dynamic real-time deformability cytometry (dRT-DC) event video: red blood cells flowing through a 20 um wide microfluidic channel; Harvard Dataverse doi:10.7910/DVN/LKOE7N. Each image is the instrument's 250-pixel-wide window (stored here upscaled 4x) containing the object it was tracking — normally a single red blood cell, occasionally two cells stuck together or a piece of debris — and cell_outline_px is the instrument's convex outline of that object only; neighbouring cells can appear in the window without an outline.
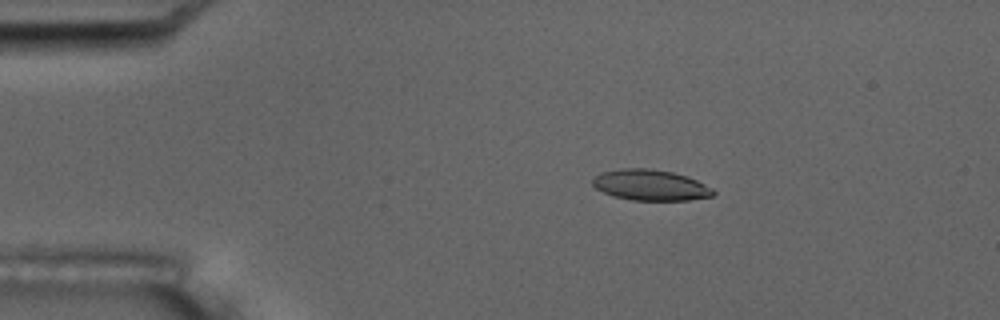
{"species": "common noctule bat (a hibernating species)", "species_latin": "Nyctalus noctula", "temperature_condition": "room temperature", "stored_images_in_passage": 3, "camera_frame_rate_fps": 3000, "um_per_image_px": 0.085, "animal": {"sex": "male", "body_mass_g": 17.5, "forearm_length_mm": 52.3}, "frame": {"image": 1, "passage_image": 2, "time_ms": 2.0, "image_size_px": [1000, 320], "cell_outline_px": [[716, 192], [712, 196], [688, 200], [632, 200], [612, 196], [596, 188], [592, 184], [592, 176], [600, 172], [624, 168], [652, 168], [672, 172], [696, 180], [712, 188]], "centroid_in_image_um": [55.24, 15.72], "position_along_channel_um": 29.8, "area_um2": 21.68}}